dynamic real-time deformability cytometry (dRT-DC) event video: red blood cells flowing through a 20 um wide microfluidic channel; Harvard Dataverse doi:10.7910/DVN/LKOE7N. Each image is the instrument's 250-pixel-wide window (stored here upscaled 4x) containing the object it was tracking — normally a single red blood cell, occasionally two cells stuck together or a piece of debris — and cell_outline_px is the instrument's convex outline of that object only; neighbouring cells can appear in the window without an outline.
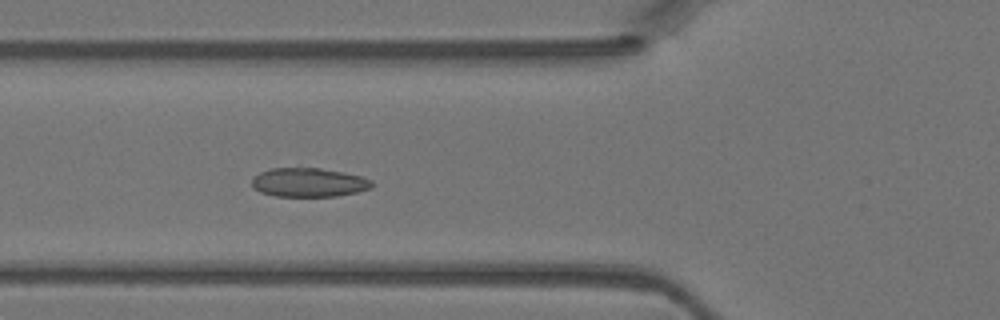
{"species": "Egyptian fruit bat (a non-hibernating species)", "species_latin": "Rousettus aegyptiacus", "temperature_condition": "warm", "stored_images_in_passage": 12, "camera_frame_rate_fps": 3000, "um_per_image_px": 0.085, "animal": {"sex": "female"}, "frame": {"image": 1, "passage_image": 6, "time_ms": 1.667, "image_size_px": [1000, 320], "cell_outline_px": [[376, 184], [372, 188], [356, 192], [336, 196], [276, 196], [260, 192], [252, 188], [252, 176], [260, 172], [272, 168], [320, 168], [344, 172], [360, 176], [372, 180]], "centroid_in_image_um": [26.25, 15.5], "position_along_channel_um": 99.6, "area_um2": 20.4}}
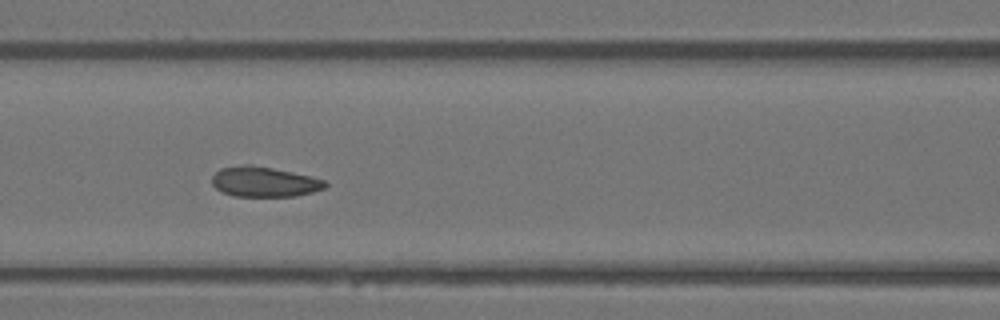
{"frame": {"image": 2, "passage_image": 9, "time_ms": 2.667, "image_size_px": [1000, 320], "cell_outline_px": [[328, 184], [324, 188], [312, 192], [296, 196], [232, 196], [216, 188], [212, 184], [212, 176], [220, 168], [244, 164], [252, 164], [312, 176], [324, 180]], "centroid_in_image_um": [22.45, 15.44], "position_along_channel_um": 144.1, "area_um2": 19.88}}